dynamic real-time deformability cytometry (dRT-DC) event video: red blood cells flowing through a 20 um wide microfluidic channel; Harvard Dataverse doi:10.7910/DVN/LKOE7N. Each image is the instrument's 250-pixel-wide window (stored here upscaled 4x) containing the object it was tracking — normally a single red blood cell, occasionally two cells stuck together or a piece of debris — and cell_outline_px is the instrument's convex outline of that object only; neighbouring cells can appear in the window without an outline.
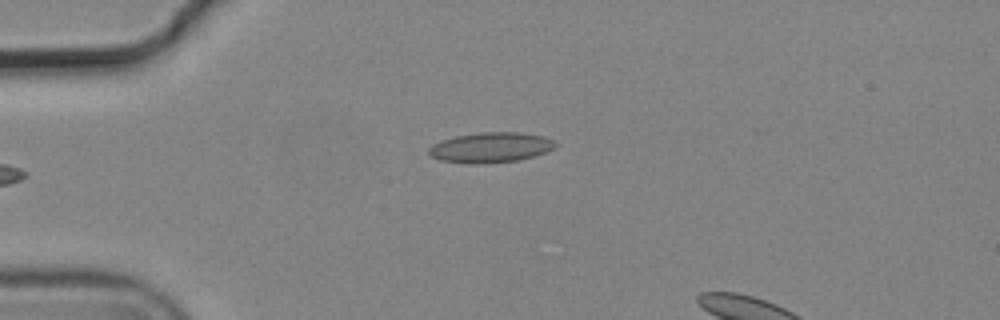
{"species": "common noctule bat (a hibernating species)", "species_latin": "Nyctalus noctula", "temperature_condition": "cold", "stored_images_in_passage": 3, "camera_frame_rate_fps": 3000, "um_per_image_px": 0.085, "animal": {"sex": "male", "body_mass_g": 19.2, "forearm_length_mm": 51.8}, "frame": {"image": 1, "passage_image": 2, "time_ms": 0.333, "image_size_px": [1000, 320], "cell_outline_px": [[560, 144], [544, 152], [532, 156], [516, 160], [484, 164], [472, 164], [440, 160], [428, 156], [428, 148], [432, 144], [440, 140], [456, 136], [480, 132], [520, 132], [544, 136]], "centroid_in_image_um": [41.65, 12.53], "position_along_channel_um": 43.3, "area_um2": 22.37}}